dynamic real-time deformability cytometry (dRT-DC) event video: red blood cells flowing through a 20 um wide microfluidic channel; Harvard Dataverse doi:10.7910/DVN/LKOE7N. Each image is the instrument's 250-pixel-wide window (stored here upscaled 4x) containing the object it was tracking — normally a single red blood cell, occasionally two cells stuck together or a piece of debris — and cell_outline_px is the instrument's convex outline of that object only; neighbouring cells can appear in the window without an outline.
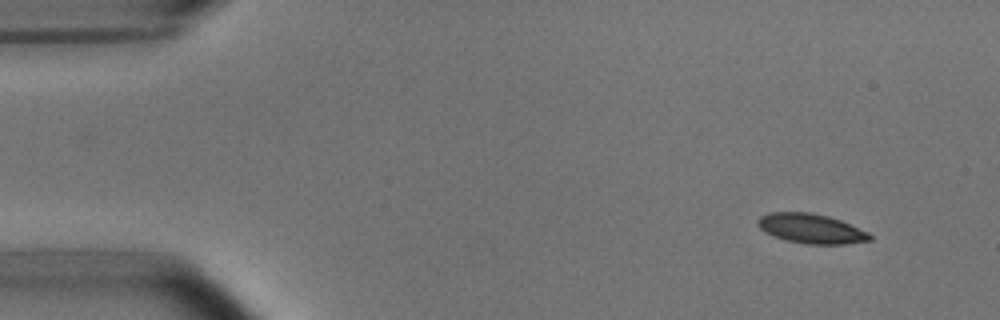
{"species": "common noctule bat (a hibernating species)", "species_latin": "Nyctalus noctula", "temperature_condition": "room temperature", "stored_images_in_passage": 50, "camera_frame_rate_fps": 3000, "um_per_image_px": 0.085, "animal": {"sex": "male", "body_mass_g": 15.6}, "frame": {"image": 1, "passage_image": 1, "time_ms": 0.0, "image_size_px": [1000, 320], "cell_outline_px": [[872, 240], [844, 244], [808, 244], [784, 240], [760, 228], [756, 224], [756, 220], [760, 216], [768, 212], [808, 212], [828, 216], [840, 220], [868, 232], [872, 236]], "centroid_in_image_um": [68.94, 19.42], "position_along_channel_um": 16.1, "area_um2": 19.25}}
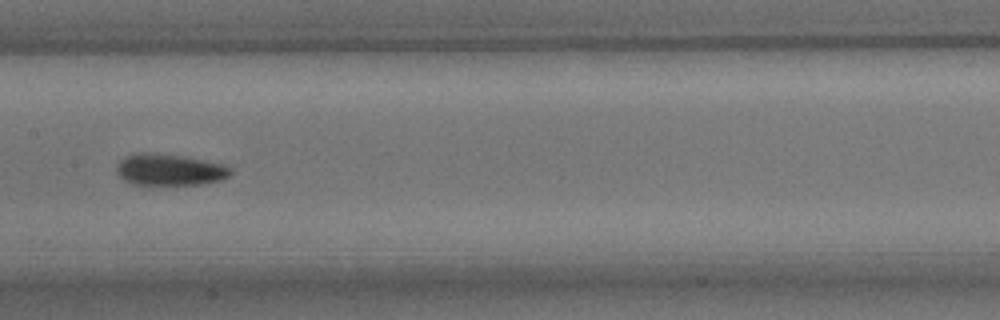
{"frame": {"image": 2, "passage_image": 23, "time_ms": 7.333, "image_size_px": [1000, 320], "cell_outline_px": [[232, 172], [228, 176], [220, 180], [200, 184], [132, 184], [124, 180], [116, 172], [116, 168], [120, 160], [124, 156], [136, 152], [148, 152], [184, 156], [224, 164], [232, 168]], "centroid_in_image_um": [14.39, 14.41], "position_along_channel_um": 193.0, "area_um2": 20.98}}
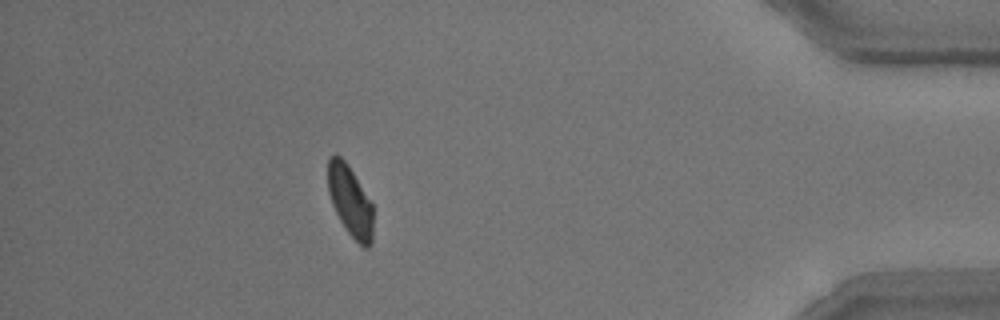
{"frame": {"image": 3, "passage_image": 44, "time_ms": 14.333, "image_size_px": [1000, 320], "cell_outline_px": [[372, 244], [368, 248], [364, 248], [348, 232], [340, 220], [332, 204], [328, 192], [328, 156], [336, 152], [344, 160], [352, 172], [372, 204]], "centroid_in_image_um": [29.74, 17.07], "position_along_channel_um": 405.5, "area_um2": 18.38}, "authors_computed_cell_mechanics": {"area_um2": 19.7098, "velocity_mm_per_s": 3.7427, "shape_relaxation_time_tau1_ms": 2.6213, "shape_relaxation_time_tau2_ms": 2.6822, "deformation_change_tau1": 0.1135, "deformation_change_tau2": 0.0579}}